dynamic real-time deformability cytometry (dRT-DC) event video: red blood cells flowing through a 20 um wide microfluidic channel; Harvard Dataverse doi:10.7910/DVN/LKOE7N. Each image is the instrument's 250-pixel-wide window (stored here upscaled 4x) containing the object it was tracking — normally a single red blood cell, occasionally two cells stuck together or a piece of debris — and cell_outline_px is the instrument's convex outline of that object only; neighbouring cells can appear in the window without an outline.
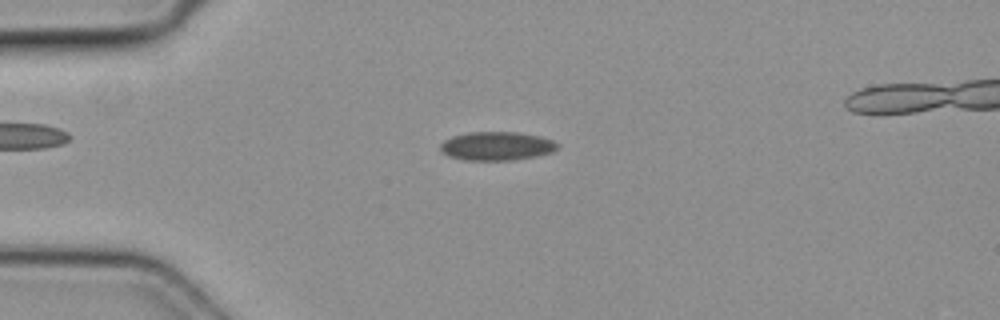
{"species": "common noctule bat (a hibernating species)", "species_latin": "Nyctalus noctula", "temperature_condition": "cold", "stored_images_in_passage": 2, "camera_frame_rate_fps": 3000, "um_per_image_px": 0.085, "animal": {"sex": "female", "body_mass_g": 19.3, "forearm_length_mm": 54.1}, "frame": {"image": 1, "passage_image": 1, "time_ms": 0.0, "image_size_px": [1000, 320], "cell_outline_px": [[560, 144], [552, 152], [536, 156], [512, 160], [464, 160], [448, 156], [440, 148], [440, 144], [444, 140], [452, 136], [468, 132], [520, 132], [540, 136], [552, 140]], "centroid_in_image_um": [42.22, 12.41], "position_along_channel_um": 42.8, "area_um2": 19.59}}